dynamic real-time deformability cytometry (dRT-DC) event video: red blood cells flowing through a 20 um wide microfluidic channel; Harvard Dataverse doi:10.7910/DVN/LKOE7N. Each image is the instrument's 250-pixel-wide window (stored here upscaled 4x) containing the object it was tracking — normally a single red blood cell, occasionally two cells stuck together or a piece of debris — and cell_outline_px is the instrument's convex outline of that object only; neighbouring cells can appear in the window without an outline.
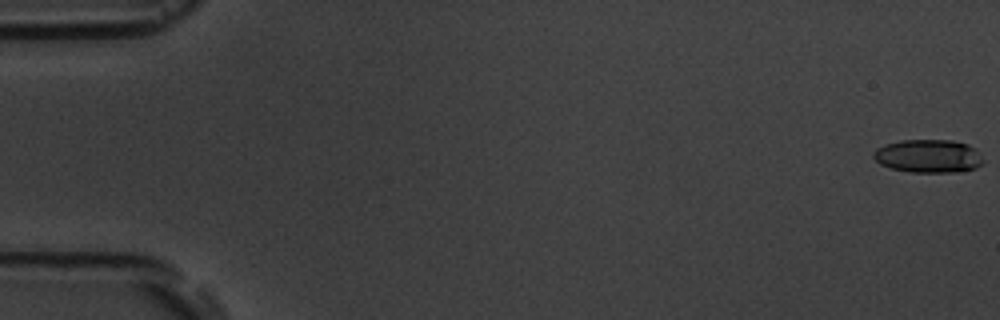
{"species": "common noctule bat (a hibernating species)", "species_latin": "Nyctalus noctula", "temperature_condition": "room temperature", "stored_images_in_passage": 5, "camera_frame_rate_fps": 3000, "um_per_image_px": 0.085, "animal": {"sex": "male", "body_mass_g": 19.5, "forearm_length_mm": 54.6}, "frame": {"image": 1, "passage_image": 1, "time_ms": 0.0, "image_size_px": [1000, 320], "cell_outline_px": [[984, 164], [976, 168], [956, 172], [908, 172], [892, 168], [880, 164], [872, 156], [872, 152], [876, 148], [884, 144], [900, 140], [952, 140], [968, 144], [976, 148], [984, 160]], "centroid_in_image_um": [78.92, 13.26], "position_along_channel_um": 6.1, "area_um2": 21.56}}